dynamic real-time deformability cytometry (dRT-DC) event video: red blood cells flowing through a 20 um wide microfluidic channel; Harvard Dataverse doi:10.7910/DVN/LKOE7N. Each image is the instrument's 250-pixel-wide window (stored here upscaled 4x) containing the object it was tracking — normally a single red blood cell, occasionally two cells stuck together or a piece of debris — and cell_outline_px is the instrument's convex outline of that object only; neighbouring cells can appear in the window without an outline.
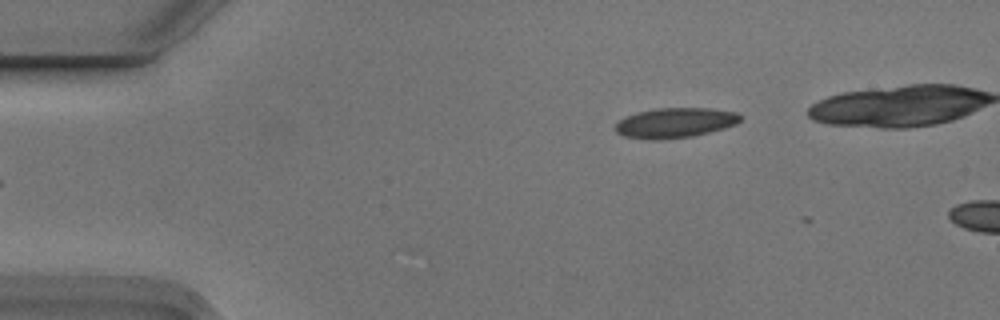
{"species": "Egyptian fruit bat (a non-hibernating species)", "species_latin": "Rousettus aegyptiacus", "temperature_condition": "cold", "stored_images_in_passage": 5, "camera_frame_rate_fps": 3000, "um_per_image_px": 0.085, "animal": {"sex": "male"}, "frame": {"image": 1, "passage_image": 5, "time_ms": 1.333, "image_size_px": [1000, 320], "cell_outline_px": [[744, 116], [736, 124], [724, 128], [692, 136], [656, 140], [652, 140], [624, 136], [616, 132], [616, 124], [620, 120], [636, 112], [656, 108], [708, 108], [736, 112]], "centroid_in_image_um": [57.4, 10.43], "position_along_channel_um": 27.6, "area_um2": 21.73}}